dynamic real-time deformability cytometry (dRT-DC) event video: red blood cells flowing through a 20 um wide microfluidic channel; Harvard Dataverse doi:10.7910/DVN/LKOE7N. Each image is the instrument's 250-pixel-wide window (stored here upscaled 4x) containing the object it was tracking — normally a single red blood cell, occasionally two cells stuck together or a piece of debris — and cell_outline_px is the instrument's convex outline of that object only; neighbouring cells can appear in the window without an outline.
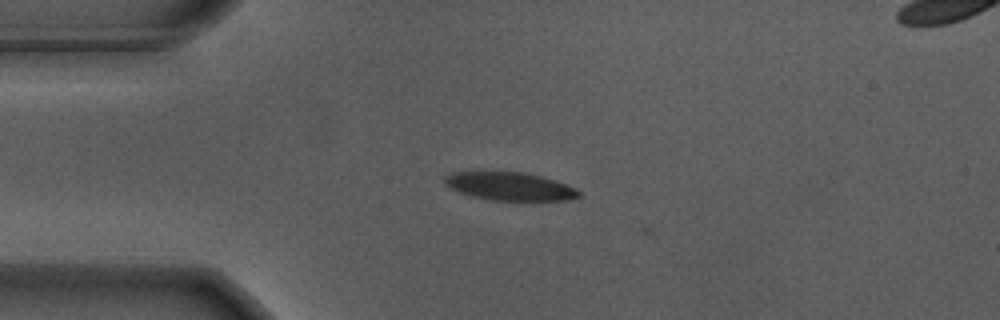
{"species": "Egyptian fruit bat (a non-hibernating species)", "species_latin": "Rousettus aegyptiacus", "temperature_condition": "warm", "stored_images_in_passage": 4, "camera_frame_rate_fps": 3000, "um_per_image_px": 0.085, "animal": {"sex": "male"}, "frame": {"image": 1, "passage_image": 3, "time_ms": 0.667, "image_size_px": [1000, 320], "cell_outline_px": [[580, 196], [568, 200], [516, 204], [492, 200], [472, 196], [460, 192], [444, 184], [444, 176], [452, 172], [524, 172], [540, 176], [576, 188], [580, 192]], "centroid_in_image_um": [43.37, 15.9], "position_along_channel_um": 41.6, "area_um2": 22.77}}